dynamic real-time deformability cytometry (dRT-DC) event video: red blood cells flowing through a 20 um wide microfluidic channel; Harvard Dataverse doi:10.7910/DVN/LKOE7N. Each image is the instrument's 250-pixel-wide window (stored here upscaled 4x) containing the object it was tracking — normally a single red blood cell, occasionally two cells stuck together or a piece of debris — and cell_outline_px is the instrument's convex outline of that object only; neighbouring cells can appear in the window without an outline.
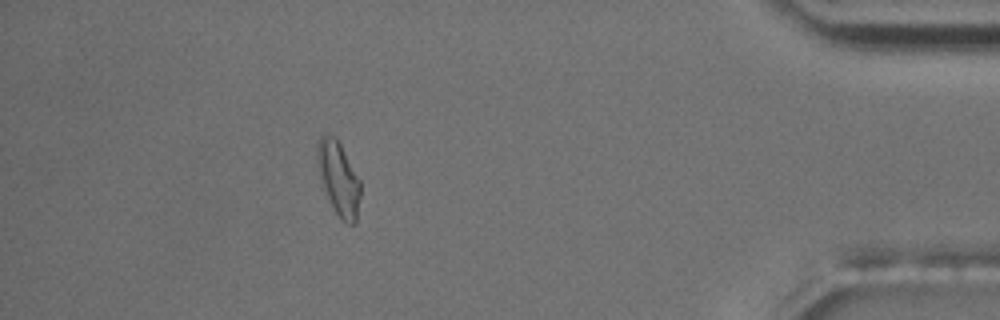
{"species": "common noctule bat (a hibernating species)", "species_latin": "Nyctalus noctula", "temperature_condition": "room temperature", "stored_images_in_passage": 46, "camera_frame_rate_fps": 3000, "um_per_image_px": 0.085, "animal": {"sex": "male", "body_mass_g": 17.5, "forearm_length_mm": 52.3}, "frame": {"image": 1, "passage_image": 40, "time_ms": 13.0, "image_size_px": [1000, 320], "cell_outline_px": [[360, 196], [356, 224], [348, 224], [340, 220], [320, 180], [316, 164], [316, 144], [320, 136], [324, 132], [328, 132], [336, 136], [360, 180]], "centroid_in_image_um": [28.75, 15.1], "position_along_channel_um": 406.4, "area_um2": 18.84}, "authors_computed_cell_mechanics": {"area_um2": 15.9239, "velocity_mm_per_s": 3.6752, "shape_relaxation_time_tau1_ms": null, "shape_relaxation_time_tau2_ms": 1.7158, "deformation_change_tau1": null, "deformation_change_tau2": 0.0938}}